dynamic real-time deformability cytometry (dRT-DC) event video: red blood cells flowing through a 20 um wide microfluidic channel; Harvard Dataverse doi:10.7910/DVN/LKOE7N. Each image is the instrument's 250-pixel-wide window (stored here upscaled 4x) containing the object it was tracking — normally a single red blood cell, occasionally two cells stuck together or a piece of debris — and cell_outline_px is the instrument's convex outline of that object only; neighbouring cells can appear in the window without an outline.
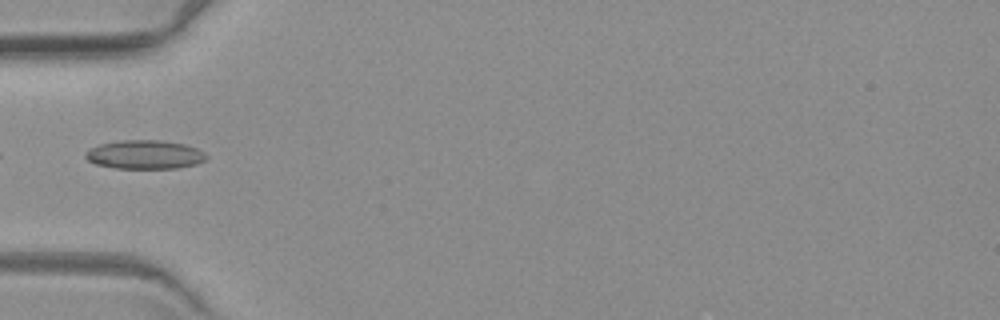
{"species": "common noctule bat (a hibernating species)", "species_latin": "Nyctalus noctula", "temperature_condition": "warm", "stored_images_in_passage": 6, "camera_frame_rate_fps": 3000, "um_per_image_px": 0.085, "animal": {"sex": "female", "body_mass_g": 19.3, "forearm_length_mm": 54.1}, "frame": {"image": 1, "passage_image": 6, "time_ms": 6.0, "image_size_px": [1000, 320], "cell_outline_px": [[208, 156], [204, 160], [196, 164], [176, 168], [116, 168], [96, 164], [88, 160], [84, 156], [84, 152], [100, 144], [116, 140], [160, 140], [184, 144], [196, 148], [204, 152]], "centroid_in_image_um": [12.29, 13.13], "position_along_channel_um": 72.7, "area_um2": 20.23}}